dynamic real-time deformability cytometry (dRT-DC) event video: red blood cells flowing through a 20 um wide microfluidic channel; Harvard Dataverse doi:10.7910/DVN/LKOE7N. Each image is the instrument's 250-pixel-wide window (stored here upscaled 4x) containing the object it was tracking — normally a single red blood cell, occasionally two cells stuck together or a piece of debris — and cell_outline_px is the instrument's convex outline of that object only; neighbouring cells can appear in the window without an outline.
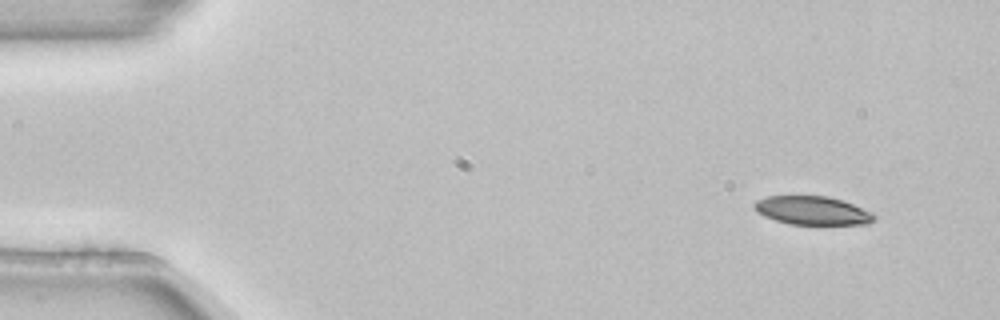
{"species": "common noctule bat (a hibernating species)", "species_latin": "Nyctalus noctula", "temperature_condition": "room temperature", "stored_images_in_passage": 4, "camera_frame_rate_fps": 3000, "um_per_image_px": 0.085, "animal": {"sex": "female", "body_mass_g": 22.7, "forearm_length_mm": 54.2}, "frame": {"image": 1, "passage_image": 1, "time_ms": 0.0, "image_size_px": [1000, 320], "cell_outline_px": [[876, 216], [868, 224], [788, 224], [764, 216], [756, 212], [752, 204], [756, 200], [768, 196], [828, 196], [844, 200], [872, 212]], "centroid_in_image_um": [69.03, 17.89], "position_along_channel_um": 16.0, "area_um2": 20.0}}
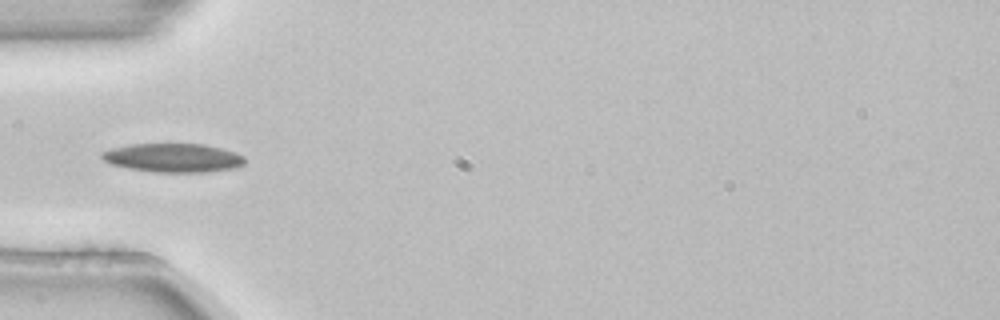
{"frame": {"image": 2, "passage_image": 4, "time_ms": 1.0, "image_size_px": [1000, 320], "cell_outline_px": [[244, 164], [236, 168], [208, 172], [152, 172], [128, 168], [112, 164], [104, 160], [100, 156], [100, 152], [112, 148], [132, 144], [204, 144], [236, 152], [244, 156]], "centroid_in_image_um": [14.73, 13.42], "position_along_channel_um": 70.3, "area_um2": 24.04}}